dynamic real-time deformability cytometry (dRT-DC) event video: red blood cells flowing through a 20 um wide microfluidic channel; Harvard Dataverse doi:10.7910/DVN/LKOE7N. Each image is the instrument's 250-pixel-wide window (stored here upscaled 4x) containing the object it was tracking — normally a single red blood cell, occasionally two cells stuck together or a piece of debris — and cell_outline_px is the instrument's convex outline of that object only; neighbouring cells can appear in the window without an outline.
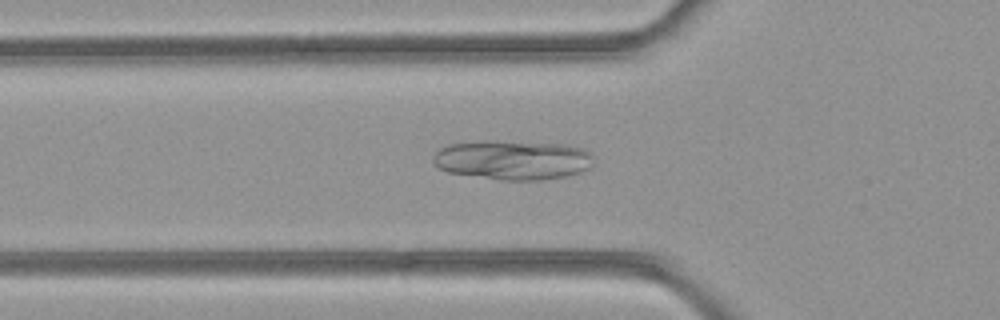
{"species": "common noctule bat (a hibernating species)", "species_latin": "Nyctalus noctula", "temperature_condition": "room temperature", "stored_images_in_passage": 32, "camera_frame_rate_fps": 3000, "um_per_image_px": 0.085, "animal": {"sex": "female", "body_mass_g": 21.9}, "frame": {"image": 1, "passage_image": 2, "time_ms": 0.333, "image_size_px": [1000, 320], "cell_outline_px": [[592, 168], [580, 172], [564, 176], [540, 180], [500, 180], [448, 172], [432, 164], [432, 156], [440, 148], [448, 144], [480, 140], [484, 140], [564, 144], [584, 148], [592, 156]], "centroid_in_image_um": [43.55, 13.59], "position_along_channel_um": 82.2, "area_um2": 37.22}}
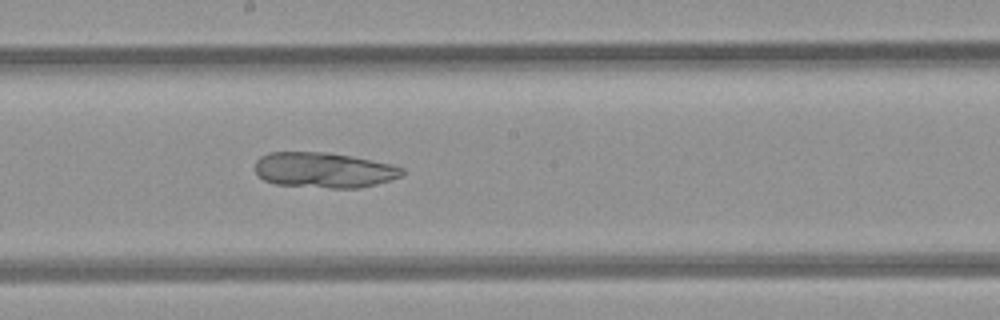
{"frame": {"image": 2, "passage_image": 12, "time_ms": 3.667, "image_size_px": [1000, 320], "cell_outline_px": [[404, 172], [400, 176], [376, 184], [356, 188], [332, 188], [276, 184], [264, 180], [256, 172], [256, 160], [260, 156], [268, 152], [328, 152], [352, 156], [392, 164], [404, 168]], "centroid_in_image_um": [27.52, 14.44], "position_along_channel_um": 220.7, "area_um2": 30.23}}
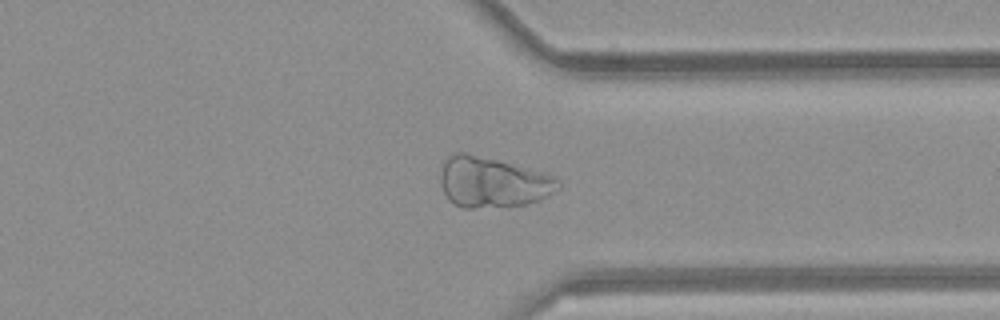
{"frame": {"image": 3, "passage_image": 23, "time_ms": 7.333, "image_size_px": [1000, 320], "cell_outline_px": [[560, 188], [536, 200], [524, 204], [472, 208], [460, 208], [448, 200], [440, 184], [440, 172], [444, 160], [448, 156], [456, 152], [464, 152], [544, 172], [552, 176], [560, 184]], "centroid_in_image_um": [41.79, 15.48], "position_along_channel_um": 369.6, "area_um2": 34.22}}